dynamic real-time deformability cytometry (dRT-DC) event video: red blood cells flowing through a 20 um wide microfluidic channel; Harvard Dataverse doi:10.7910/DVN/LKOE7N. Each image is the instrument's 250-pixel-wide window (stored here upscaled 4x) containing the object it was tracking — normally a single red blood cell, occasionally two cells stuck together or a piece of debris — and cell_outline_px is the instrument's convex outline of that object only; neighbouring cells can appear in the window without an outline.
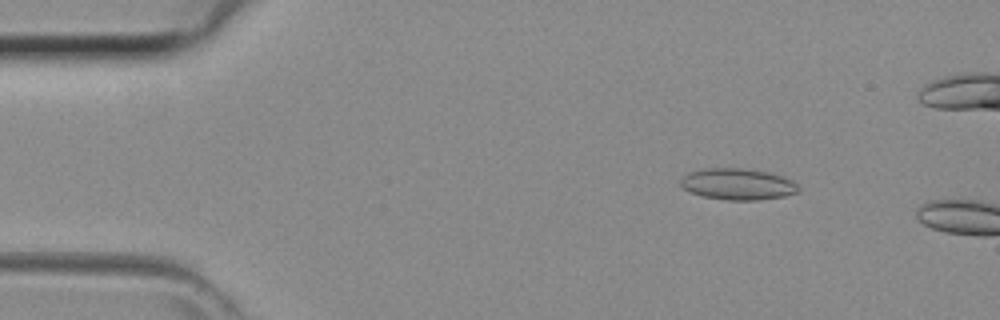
{"species": "common noctule bat (a hibernating species)", "species_latin": "Nyctalus noctula", "temperature_condition": "room temperature", "stored_images_in_passage": 8, "camera_frame_rate_fps": 3000, "um_per_image_px": 0.085, "animal": {"sex": "female", "body_mass_g": 29.2, "forearm_length_mm": 56.3}, "frame": {"image": 1, "passage_image": 6, "time_ms": 1.667, "image_size_px": [1000, 320], "cell_outline_px": [[800, 192], [784, 196], [760, 200], [728, 200], [704, 196], [692, 192], [684, 188], [680, 184], [680, 180], [688, 172], [704, 168], [740, 168], [768, 172], [792, 180], [800, 188]], "centroid_in_image_um": [62.72, 15.65], "position_along_channel_um": 22.3, "area_um2": 21.44}}